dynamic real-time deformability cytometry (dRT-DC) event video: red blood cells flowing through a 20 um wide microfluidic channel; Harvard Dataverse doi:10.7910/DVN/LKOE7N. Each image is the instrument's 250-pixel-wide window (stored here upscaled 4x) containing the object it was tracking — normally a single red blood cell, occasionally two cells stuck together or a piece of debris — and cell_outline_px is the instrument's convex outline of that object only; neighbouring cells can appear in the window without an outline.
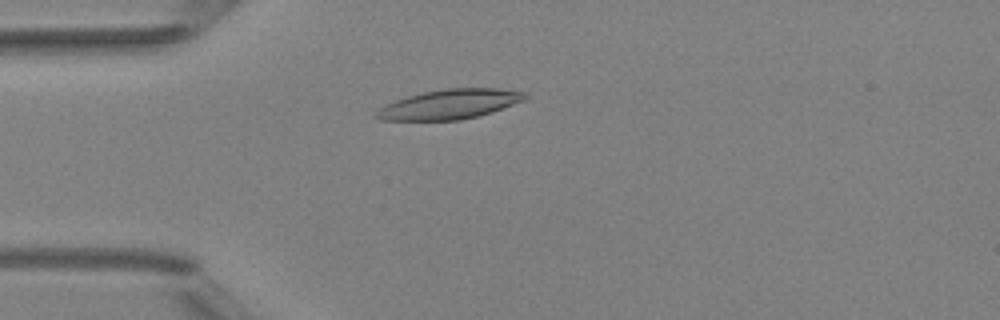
{"species": "Egyptian fruit bat (a non-hibernating species)", "species_latin": "Rousettus aegyptiacus", "temperature_condition": "room temperature", "stored_images_in_passage": 4, "camera_frame_rate_fps": 3000, "um_per_image_px": 0.085, "animal": {"sex": "female"}, "frame": {"image": 1, "passage_image": 4, "time_ms": 3.333, "image_size_px": [1000, 320], "cell_outline_px": [[528, 96], [524, 100], [492, 112], [460, 120], [380, 120], [372, 116], [384, 104], [408, 96], [424, 92], [444, 88], [496, 88], [528, 92]], "centroid_in_image_um": [38.21, 8.85], "position_along_channel_um": 46.8, "area_um2": 25.72}}